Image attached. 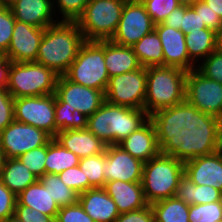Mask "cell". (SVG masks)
<instances>
[{
	"instance_id": "1",
	"label": "cell",
	"mask_w": 222,
	"mask_h": 222,
	"mask_svg": "<svg viewBox=\"0 0 222 222\" xmlns=\"http://www.w3.org/2000/svg\"><path fill=\"white\" fill-rule=\"evenodd\" d=\"M160 153L185 163L220 150L221 119L203 113L186 100L149 116Z\"/></svg>"
},
{
	"instance_id": "2",
	"label": "cell",
	"mask_w": 222,
	"mask_h": 222,
	"mask_svg": "<svg viewBox=\"0 0 222 222\" xmlns=\"http://www.w3.org/2000/svg\"><path fill=\"white\" fill-rule=\"evenodd\" d=\"M85 41L77 22L59 21L45 28L35 62L64 75Z\"/></svg>"
},
{
	"instance_id": "3",
	"label": "cell",
	"mask_w": 222,
	"mask_h": 222,
	"mask_svg": "<svg viewBox=\"0 0 222 222\" xmlns=\"http://www.w3.org/2000/svg\"><path fill=\"white\" fill-rule=\"evenodd\" d=\"M149 115L144 109H132L103 102L101 107L88 117L87 129L107 145H115L136 131Z\"/></svg>"
},
{
	"instance_id": "4",
	"label": "cell",
	"mask_w": 222,
	"mask_h": 222,
	"mask_svg": "<svg viewBox=\"0 0 222 222\" xmlns=\"http://www.w3.org/2000/svg\"><path fill=\"white\" fill-rule=\"evenodd\" d=\"M186 75V71L176 67H146L144 110L149 116L185 101Z\"/></svg>"
},
{
	"instance_id": "5",
	"label": "cell",
	"mask_w": 222,
	"mask_h": 222,
	"mask_svg": "<svg viewBox=\"0 0 222 222\" xmlns=\"http://www.w3.org/2000/svg\"><path fill=\"white\" fill-rule=\"evenodd\" d=\"M184 175V163L159 154L143 164L142 188L149 204L175 196L179 179Z\"/></svg>"
},
{
	"instance_id": "6",
	"label": "cell",
	"mask_w": 222,
	"mask_h": 222,
	"mask_svg": "<svg viewBox=\"0 0 222 222\" xmlns=\"http://www.w3.org/2000/svg\"><path fill=\"white\" fill-rule=\"evenodd\" d=\"M59 75L37 62H11L7 91L15 98L55 93Z\"/></svg>"
},
{
	"instance_id": "7",
	"label": "cell",
	"mask_w": 222,
	"mask_h": 222,
	"mask_svg": "<svg viewBox=\"0 0 222 222\" xmlns=\"http://www.w3.org/2000/svg\"><path fill=\"white\" fill-rule=\"evenodd\" d=\"M64 75L72 82L105 93L110 77L105 65L104 40L85 41Z\"/></svg>"
},
{
	"instance_id": "8",
	"label": "cell",
	"mask_w": 222,
	"mask_h": 222,
	"mask_svg": "<svg viewBox=\"0 0 222 222\" xmlns=\"http://www.w3.org/2000/svg\"><path fill=\"white\" fill-rule=\"evenodd\" d=\"M125 0H89L76 21L86 41L110 40L115 34Z\"/></svg>"
},
{
	"instance_id": "9",
	"label": "cell",
	"mask_w": 222,
	"mask_h": 222,
	"mask_svg": "<svg viewBox=\"0 0 222 222\" xmlns=\"http://www.w3.org/2000/svg\"><path fill=\"white\" fill-rule=\"evenodd\" d=\"M146 67L109 78L105 100L132 109H144Z\"/></svg>"
},
{
	"instance_id": "10",
	"label": "cell",
	"mask_w": 222,
	"mask_h": 222,
	"mask_svg": "<svg viewBox=\"0 0 222 222\" xmlns=\"http://www.w3.org/2000/svg\"><path fill=\"white\" fill-rule=\"evenodd\" d=\"M185 100L203 113L222 118V84L197 69L187 72Z\"/></svg>"
},
{
	"instance_id": "11",
	"label": "cell",
	"mask_w": 222,
	"mask_h": 222,
	"mask_svg": "<svg viewBox=\"0 0 222 222\" xmlns=\"http://www.w3.org/2000/svg\"><path fill=\"white\" fill-rule=\"evenodd\" d=\"M55 93L14 99V120L55 137Z\"/></svg>"
},
{
	"instance_id": "12",
	"label": "cell",
	"mask_w": 222,
	"mask_h": 222,
	"mask_svg": "<svg viewBox=\"0 0 222 222\" xmlns=\"http://www.w3.org/2000/svg\"><path fill=\"white\" fill-rule=\"evenodd\" d=\"M52 137L44 130L14 120L0 132L5 158H18L34 148L46 145Z\"/></svg>"
},
{
	"instance_id": "13",
	"label": "cell",
	"mask_w": 222,
	"mask_h": 222,
	"mask_svg": "<svg viewBox=\"0 0 222 222\" xmlns=\"http://www.w3.org/2000/svg\"><path fill=\"white\" fill-rule=\"evenodd\" d=\"M150 15L142 2H125L118 28L110 39L121 46H133L154 30Z\"/></svg>"
},
{
	"instance_id": "14",
	"label": "cell",
	"mask_w": 222,
	"mask_h": 222,
	"mask_svg": "<svg viewBox=\"0 0 222 222\" xmlns=\"http://www.w3.org/2000/svg\"><path fill=\"white\" fill-rule=\"evenodd\" d=\"M55 97L71 112L78 110L87 117L98 110L105 101L103 91L72 82L65 75H59Z\"/></svg>"
},
{
	"instance_id": "15",
	"label": "cell",
	"mask_w": 222,
	"mask_h": 222,
	"mask_svg": "<svg viewBox=\"0 0 222 222\" xmlns=\"http://www.w3.org/2000/svg\"><path fill=\"white\" fill-rule=\"evenodd\" d=\"M143 164L117 144L107 145L106 162L103 164L105 181L141 182Z\"/></svg>"
},
{
	"instance_id": "16",
	"label": "cell",
	"mask_w": 222,
	"mask_h": 222,
	"mask_svg": "<svg viewBox=\"0 0 222 222\" xmlns=\"http://www.w3.org/2000/svg\"><path fill=\"white\" fill-rule=\"evenodd\" d=\"M45 29L15 21L12 38L4 54L11 62H35Z\"/></svg>"
},
{
	"instance_id": "17",
	"label": "cell",
	"mask_w": 222,
	"mask_h": 222,
	"mask_svg": "<svg viewBox=\"0 0 222 222\" xmlns=\"http://www.w3.org/2000/svg\"><path fill=\"white\" fill-rule=\"evenodd\" d=\"M164 55V66L180 68L186 72L196 69L189 58L185 43V34L178 29L166 26L163 23L155 24Z\"/></svg>"
},
{
	"instance_id": "18",
	"label": "cell",
	"mask_w": 222,
	"mask_h": 222,
	"mask_svg": "<svg viewBox=\"0 0 222 222\" xmlns=\"http://www.w3.org/2000/svg\"><path fill=\"white\" fill-rule=\"evenodd\" d=\"M184 174L196 185H209L222 192V152L185 162Z\"/></svg>"
},
{
	"instance_id": "19",
	"label": "cell",
	"mask_w": 222,
	"mask_h": 222,
	"mask_svg": "<svg viewBox=\"0 0 222 222\" xmlns=\"http://www.w3.org/2000/svg\"><path fill=\"white\" fill-rule=\"evenodd\" d=\"M117 145L143 163L160 154L156 130L150 119Z\"/></svg>"
},
{
	"instance_id": "20",
	"label": "cell",
	"mask_w": 222,
	"mask_h": 222,
	"mask_svg": "<svg viewBox=\"0 0 222 222\" xmlns=\"http://www.w3.org/2000/svg\"><path fill=\"white\" fill-rule=\"evenodd\" d=\"M10 8L15 20L34 27L45 29L60 21L54 20L57 12L53 6V0H16Z\"/></svg>"
},
{
	"instance_id": "21",
	"label": "cell",
	"mask_w": 222,
	"mask_h": 222,
	"mask_svg": "<svg viewBox=\"0 0 222 222\" xmlns=\"http://www.w3.org/2000/svg\"><path fill=\"white\" fill-rule=\"evenodd\" d=\"M54 139L68 151H72L80 159L102 154L106 151L107 147V144L88 129L60 131Z\"/></svg>"
},
{
	"instance_id": "22",
	"label": "cell",
	"mask_w": 222,
	"mask_h": 222,
	"mask_svg": "<svg viewBox=\"0 0 222 222\" xmlns=\"http://www.w3.org/2000/svg\"><path fill=\"white\" fill-rule=\"evenodd\" d=\"M104 189L116 204L120 214L149 205L145 199L141 182L109 181L106 182Z\"/></svg>"
},
{
	"instance_id": "23",
	"label": "cell",
	"mask_w": 222,
	"mask_h": 222,
	"mask_svg": "<svg viewBox=\"0 0 222 222\" xmlns=\"http://www.w3.org/2000/svg\"><path fill=\"white\" fill-rule=\"evenodd\" d=\"M78 202L94 222H115L120 214L104 188H92L79 194Z\"/></svg>"
},
{
	"instance_id": "24",
	"label": "cell",
	"mask_w": 222,
	"mask_h": 222,
	"mask_svg": "<svg viewBox=\"0 0 222 222\" xmlns=\"http://www.w3.org/2000/svg\"><path fill=\"white\" fill-rule=\"evenodd\" d=\"M104 58L109 77L142 67L131 46H121L111 40H104Z\"/></svg>"
},
{
	"instance_id": "25",
	"label": "cell",
	"mask_w": 222,
	"mask_h": 222,
	"mask_svg": "<svg viewBox=\"0 0 222 222\" xmlns=\"http://www.w3.org/2000/svg\"><path fill=\"white\" fill-rule=\"evenodd\" d=\"M37 180L18 158H6L0 168V181L16 196Z\"/></svg>"
},
{
	"instance_id": "26",
	"label": "cell",
	"mask_w": 222,
	"mask_h": 222,
	"mask_svg": "<svg viewBox=\"0 0 222 222\" xmlns=\"http://www.w3.org/2000/svg\"><path fill=\"white\" fill-rule=\"evenodd\" d=\"M17 201L21 205L29 206L31 209L51 216L54 220L60 209L39 179L17 195Z\"/></svg>"
},
{
	"instance_id": "27",
	"label": "cell",
	"mask_w": 222,
	"mask_h": 222,
	"mask_svg": "<svg viewBox=\"0 0 222 222\" xmlns=\"http://www.w3.org/2000/svg\"><path fill=\"white\" fill-rule=\"evenodd\" d=\"M175 197L189 205L222 200V192L209 185H196L186 174L179 179Z\"/></svg>"
},
{
	"instance_id": "28",
	"label": "cell",
	"mask_w": 222,
	"mask_h": 222,
	"mask_svg": "<svg viewBox=\"0 0 222 222\" xmlns=\"http://www.w3.org/2000/svg\"><path fill=\"white\" fill-rule=\"evenodd\" d=\"M185 43L190 60L196 65L200 63L212 52L216 47V32L211 29L190 30L185 35Z\"/></svg>"
},
{
	"instance_id": "29",
	"label": "cell",
	"mask_w": 222,
	"mask_h": 222,
	"mask_svg": "<svg viewBox=\"0 0 222 222\" xmlns=\"http://www.w3.org/2000/svg\"><path fill=\"white\" fill-rule=\"evenodd\" d=\"M80 158L72 151H68L54 138L47 143L45 159V174L59 175L66 169L79 165Z\"/></svg>"
},
{
	"instance_id": "30",
	"label": "cell",
	"mask_w": 222,
	"mask_h": 222,
	"mask_svg": "<svg viewBox=\"0 0 222 222\" xmlns=\"http://www.w3.org/2000/svg\"><path fill=\"white\" fill-rule=\"evenodd\" d=\"M142 67L164 66V55L160 38L155 30L131 46Z\"/></svg>"
},
{
	"instance_id": "31",
	"label": "cell",
	"mask_w": 222,
	"mask_h": 222,
	"mask_svg": "<svg viewBox=\"0 0 222 222\" xmlns=\"http://www.w3.org/2000/svg\"><path fill=\"white\" fill-rule=\"evenodd\" d=\"M155 222H189V204L174 197L150 204Z\"/></svg>"
},
{
	"instance_id": "32",
	"label": "cell",
	"mask_w": 222,
	"mask_h": 222,
	"mask_svg": "<svg viewBox=\"0 0 222 222\" xmlns=\"http://www.w3.org/2000/svg\"><path fill=\"white\" fill-rule=\"evenodd\" d=\"M39 181L48 189L49 194L59 207L78 203L79 194L66 186L59 175L44 174L39 178Z\"/></svg>"
},
{
	"instance_id": "33",
	"label": "cell",
	"mask_w": 222,
	"mask_h": 222,
	"mask_svg": "<svg viewBox=\"0 0 222 222\" xmlns=\"http://www.w3.org/2000/svg\"><path fill=\"white\" fill-rule=\"evenodd\" d=\"M55 136L60 131L72 129H87L88 117L75 110L71 112L69 108L55 97Z\"/></svg>"
},
{
	"instance_id": "34",
	"label": "cell",
	"mask_w": 222,
	"mask_h": 222,
	"mask_svg": "<svg viewBox=\"0 0 222 222\" xmlns=\"http://www.w3.org/2000/svg\"><path fill=\"white\" fill-rule=\"evenodd\" d=\"M106 162V151L95 156L81 158L79 167L93 188H104L106 181L103 164Z\"/></svg>"
},
{
	"instance_id": "35",
	"label": "cell",
	"mask_w": 222,
	"mask_h": 222,
	"mask_svg": "<svg viewBox=\"0 0 222 222\" xmlns=\"http://www.w3.org/2000/svg\"><path fill=\"white\" fill-rule=\"evenodd\" d=\"M189 222L222 221V200L205 204L189 205Z\"/></svg>"
},
{
	"instance_id": "36",
	"label": "cell",
	"mask_w": 222,
	"mask_h": 222,
	"mask_svg": "<svg viewBox=\"0 0 222 222\" xmlns=\"http://www.w3.org/2000/svg\"><path fill=\"white\" fill-rule=\"evenodd\" d=\"M142 3L154 24L163 23L180 6L178 0H144Z\"/></svg>"
},
{
	"instance_id": "37",
	"label": "cell",
	"mask_w": 222,
	"mask_h": 222,
	"mask_svg": "<svg viewBox=\"0 0 222 222\" xmlns=\"http://www.w3.org/2000/svg\"><path fill=\"white\" fill-rule=\"evenodd\" d=\"M46 155L47 144L25 152L18 159L39 179L45 174Z\"/></svg>"
},
{
	"instance_id": "38",
	"label": "cell",
	"mask_w": 222,
	"mask_h": 222,
	"mask_svg": "<svg viewBox=\"0 0 222 222\" xmlns=\"http://www.w3.org/2000/svg\"><path fill=\"white\" fill-rule=\"evenodd\" d=\"M196 69L208 79L222 84V51L216 49L197 64Z\"/></svg>"
},
{
	"instance_id": "39",
	"label": "cell",
	"mask_w": 222,
	"mask_h": 222,
	"mask_svg": "<svg viewBox=\"0 0 222 222\" xmlns=\"http://www.w3.org/2000/svg\"><path fill=\"white\" fill-rule=\"evenodd\" d=\"M88 2L89 0H53V6L62 14L60 21L76 22L84 13Z\"/></svg>"
},
{
	"instance_id": "40",
	"label": "cell",
	"mask_w": 222,
	"mask_h": 222,
	"mask_svg": "<svg viewBox=\"0 0 222 222\" xmlns=\"http://www.w3.org/2000/svg\"><path fill=\"white\" fill-rule=\"evenodd\" d=\"M15 21L10 7H0V51L3 54L10 45Z\"/></svg>"
},
{
	"instance_id": "41",
	"label": "cell",
	"mask_w": 222,
	"mask_h": 222,
	"mask_svg": "<svg viewBox=\"0 0 222 222\" xmlns=\"http://www.w3.org/2000/svg\"><path fill=\"white\" fill-rule=\"evenodd\" d=\"M59 177L66 186L75 190L78 194L93 188L89 184V180L85 179V175L83 174L79 165L66 169L59 174Z\"/></svg>"
},
{
	"instance_id": "42",
	"label": "cell",
	"mask_w": 222,
	"mask_h": 222,
	"mask_svg": "<svg viewBox=\"0 0 222 222\" xmlns=\"http://www.w3.org/2000/svg\"><path fill=\"white\" fill-rule=\"evenodd\" d=\"M55 222H94L80 203L60 207Z\"/></svg>"
},
{
	"instance_id": "43",
	"label": "cell",
	"mask_w": 222,
	"mask_h": 222,
	"mask_svg": "<svg viewBox=\"0 0 222 222\" xmlns=\"http://www.w3.org/2000/svg\"><path fill=\"white\" fill-rule=\"evenodd\" d=\"M14 121V98L6 88H0V132Z\"/></svg>"
},
{
	"instance_id": "44",
	"label": "cell",
	"mask_w": 222,
	"mask_h": 222,
	"mask_svg": "<svg viewBox=\"0 0 222 222\" xmlns=\"http://www.w3.org/2000/svg\"><path fill=\"white\" fill-rule=\"evenodd\" d=\"M191 7L194 9L197 15L200 16L201 21L205 24L206 28L216 32L222 25V20L220 17L215 14L202 0H198Z\"/></svg>"
},
{
	"instance_id": "45",
	"label": "cell",
	"mask_w": 222,
	"mask_h": 222,
	"mask_svg": "<svg viewBox=\"0 0 222 222\" xmlns=\"http://www.w3.org/2000/svg\"><path fill=\"white\" fill-rule=\"evenodd\" d=\"M17 196L0 181V222L14 215Z\"/></svg>"
},
{
	"instance_id": "46",
	"label": "cell",
	"mask_w": 222,
	"mask_h": 222,
	"mask_svg": "<svg viewBox=\"0 0 222 222\" xmlns=\"http://www.w3.org/2000/svg\"><path fill=\"white\" fill-rule=\"evenodd\" d=\"M16 216L21 222H55L51 216L41 213L29 206L21 205L18 201L14 210Z\"/></svg>"
},
{
	"instance_id": "47",
	"label": "cell",
	"mask_w": 222,
	"mask_h": 222,
	"mask_svg": "<svg viewBox=\"0 0 222 222\" xmlns=\"http://www.w3.org/2000/svg\"><path fill=\"white\" fill-rule=\"evenodd\" d=\"M115 222H155L150 204L144 208L121 213Z\"/></svg>"
},
{
	"instance_id": "48",
	"label": "cell",
	"mask_w": 222,
	"mask_h": 222,
	"mask_svg": "<svg viewBox=\"0 0 222 222\" xmlns=\"http://www.w3.org/2000/svg\"><path fill=\"white\" fill-rule=\"evenodd\" d=\"M208 29L202 23L201 18L191 6L184 5V17H182L181 31L186 35L190 30Z\"/></svg>"
},
{
	"instance_id": "49",
	"label": "cell",
	"mask_w": 222,
	"mask_h": 222,
	"mask_svg": "<svg viewBox=\"0 0 222 222\" xmlns=\"http://www.w3.org/2000/svg\"><path fill=\"white\" fill-rule=\"evenodd\" d=\"M182 17H184V5H180L165 19L164 25L181 30Z\"/></svg>"
},
{
	"instance_id": "50",
	"label": "cell",
	"mask_w": 222,
	"mask_h": 222,
	"mask_svg": "<svg viewBox=\"0 0 222 222\" xmlns=\"http://www.w3.org/2000/svg\"><path fill=\"white\" fill-rule=\"evenodd\" d=\"M11 61L4 55L0 59V88H7Z\"/></svg>"
},
{
	"instance_id": "51",
	"label": "cell",
	"mask_w": 222,
	"mask_h": 222,
	"mask_svg": "<svg viewBox=\"0 0 222 222\" xmlns=\"http://www.w3.org/2000/svg\"><path fill=\"white\" fill-rule=\"evenodd\" d=\"M222 20V0H202Z\"/></svg>"
},
{
	"instance_id": "52",
	"label": "cell",
	"mask_w": 222,
	"mask_h": 222,
	"mask_svg": "<svg viewBox=\"0 0 222 222\" xmlns=\"http://www.w3.org/2000/svg\"><path fill=\"white\" fill-rule=\"evenodd\" d=\"M216 47L218 50L222 51V25L216 31Z\"/></svg>"
},
{
	"instance_id": "53",
	"label": "cell",
	"mask_w": 222,
	"mask_h": 222,
	"mask_svg": "<svg viewBox=\"0 0 222 222\" xmlns=\"http://www.w3.org/2000/svg\"><path fill=\"white\" fill-rule=\"evenodd\" d=\"M16 0H0V7H11Z\"/></svg>"
},
{
	"instance_id": "54",
	"label": "cell",
	"mask_w": 222,
	"mask_h": 222,
	"mask_svg": "<svg viewBox=\"0 0 222 222\" xmlns=\"http://www.w3.org/2000/svg\"><path fill=\"white\" fill-rule=\"evenodd\" d=\"M198 0H178V3L180 5H185V6H192L194 5Z\"/></svg>"
},
{
	"instance_id": "55",
	"label": "cell",
	"mask_w": 222,
	"mask_h": 222,
	"mask_svg": "<svg viewBox=\"0 0 222 222\" xmlns=\"http://www.w3.org/2000/svg\"><path fill=\"white\" fill-rule=\"evenodd\" d=\"M5 155H4V152H3V149L0 145V168L2 167V165L4 164V161H5Z\"/></svg>"
},
{
	"instance_id": "56",
	"label": "cell",
	"mask_w": 222,
	"mask_h": 222,
	"mask_svg": "<svg viewBox=\"0 0 222 222\" xmlns=\"http://www.w3.org/2000/svg\"><path fill=\"white\" fill-rule=\"evenodd\" d=\"M2 222H21V221L16 216L13 215Z\"/></svg>"
},
{
	"instance_id": "57",
	"label": "cell",
	"mask_w": 222,
	"mask_h": 222,
	"mask_svg": "<svg viewBox=\"0 0 222 222\" xmlns=\"http://www.w3.org/2000/svg\"><path fill=\"white\" fill-rule=\"evenodd\" d=\"M125 1H128V2H143L144 0H125Z\"/></svg>"
},
{
	"instance_id": "58",
	"label": "cell",
	"mask_w": 222,
	"mask_h": 222,
	"mask_svg": "<svg viewBox=\"0 0 222 222\" xmlns=\"http://www.w3.org/2000/svg\"><path fill=\"white\" fill-rule=\"evenodd\" d=\"M220 151L222 152V136H221Z\"/></svg>"
},
{
	"instance_id": "59",
	"label": "cell",
	"mask_w": 222,
	"mask_h": 222,
	"mask_svg": "<svg viewBox=\"0 0 222 222\" xmlns=\"http://www.w3.org/2000/svg\"><path fill=\"white\" fill-rule=\"evenodd\" d=\"M4 56V54L0 51V59Z\"/></svg>"
}]
</instances>
